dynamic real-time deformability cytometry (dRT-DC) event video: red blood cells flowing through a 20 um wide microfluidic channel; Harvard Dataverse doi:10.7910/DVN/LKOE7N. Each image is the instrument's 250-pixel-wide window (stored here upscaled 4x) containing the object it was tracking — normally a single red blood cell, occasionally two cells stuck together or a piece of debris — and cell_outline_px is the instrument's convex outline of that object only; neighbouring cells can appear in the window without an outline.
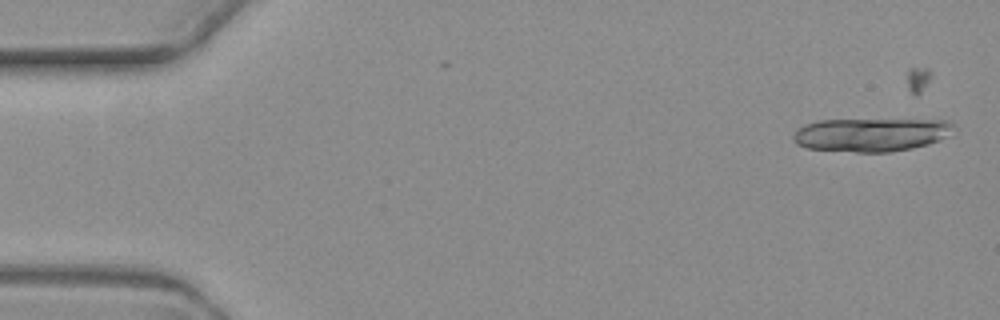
{"species": "common noctule bat (a hibernating species)", "species_latin": "Nyctalus noctula", "temperature_condition": "warm", "stored_images_in_passage": 6, "camera_frame_rate_fps": 3000, "um_per_image_px": 0.085, "animal": {"sex": "female", "body_mass_g": 19.3, "forearm_length_mm": 54.1}, "frame": {"image": 1, "passage_image": 1, "time_ms": 0.0, "image_size_px": [1000, 320], "cell_outline_px": [[956, 128], [940, 140], [928, 144], [912, 148], [888, 152], [856, 152], [808, 148], [796, 144], [792, 140], [792, 136], [796, 128], [804, 124], [820, 120], [948, 120]], "centroid_in_image_um": [74.0, 11.44], "position_along_channel_um": 11.0, "area_um2": 31.27}}